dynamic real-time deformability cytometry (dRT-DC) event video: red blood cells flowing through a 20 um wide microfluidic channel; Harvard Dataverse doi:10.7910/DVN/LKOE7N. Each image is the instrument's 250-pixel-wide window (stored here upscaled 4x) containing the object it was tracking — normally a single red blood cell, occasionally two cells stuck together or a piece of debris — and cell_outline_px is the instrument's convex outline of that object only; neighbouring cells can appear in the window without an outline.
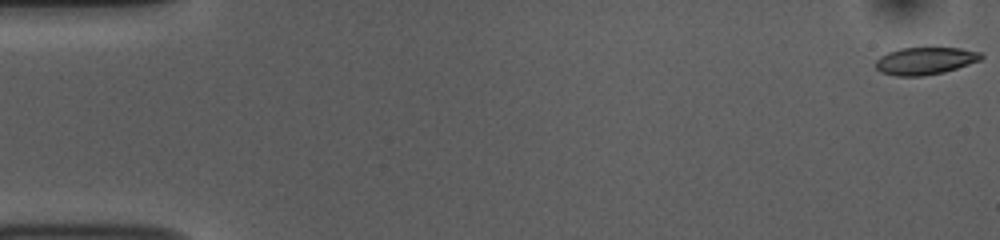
{"species": "common noctule bat (a hibernating species)", "species_latin": "Nyctalus noctula", "temperature_condition": "room temperature", "stored_images_in_passage": 17, "camera_frame_rate_fps": 3000, "um_per_image_px": 0.085, "animal": {"sex": "female", "body_mass_g": 10.0, "forearm_length_mm": 53.1}, "frame": {"image": 1, "passage_image": 1, "time_ms": 0.0, "image_size_px": [1000, 240], "cell_outline_px": [[984, 56], [980, 60], [944, 72], [920, 76], [896, 76], [880, 72], [876, 68], [876, 60], [880, 56], [888, 52], [900, 48], [960, 48], [980, 52]], "centroid_in_image_um": [78.61, 5.17], "position_along_channel_um": 6.4, "area_um2": 16.7}}
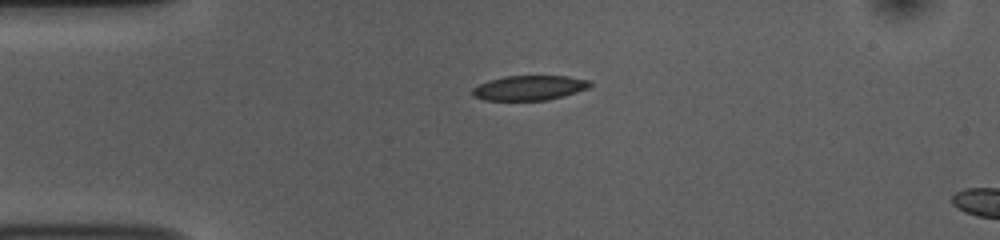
{"frame": {"image": 2, "passage_image": 13, "time_ms": 4.0, "image_size_px": [1000, 240], "cell_outline_px": [[592, 84], [588, 88], [564, 96], [548, 100], [484, 100], [472, 96], [472, 88], [488, 80], [504, 76], [568, 76], [592, 80]], "centroid_in_image_um": [45.0, 7.46], "position_along_channel_um": 40.0, "area_um2": 17.11}}